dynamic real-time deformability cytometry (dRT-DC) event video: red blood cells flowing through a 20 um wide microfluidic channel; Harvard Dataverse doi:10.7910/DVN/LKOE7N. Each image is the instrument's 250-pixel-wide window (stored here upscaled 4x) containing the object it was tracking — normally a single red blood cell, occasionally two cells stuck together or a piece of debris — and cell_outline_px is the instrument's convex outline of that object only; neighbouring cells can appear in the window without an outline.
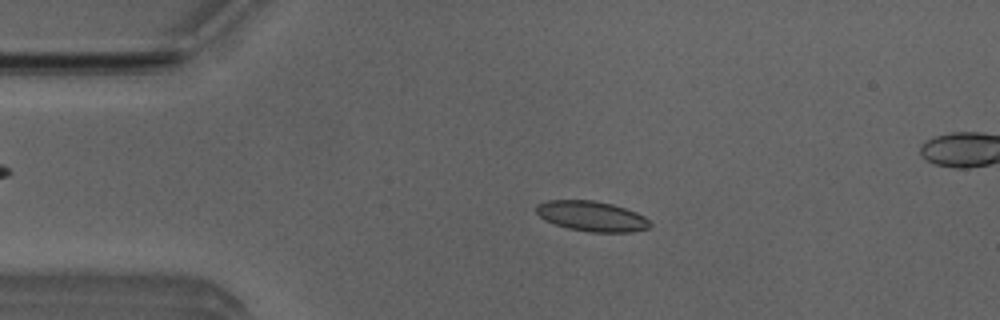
{"species": "Egyptian fruit bat (a non-hibernating species)", "species_latin": "Rousettus aegyptiacus", "temperature_condition": "room temperature", "stored_images_in_passage": 53, "segment_of_instrument_passage": [1, 2], "camera_frame_rate_fps": 3000, "um_per_image_px": 0.085, "animal": {"sex": "male"}, "frame": {"image": 1, "passage_image": 10, "time_ms": 3.0, "image_size_px": [1000, 320], "cell_outline_px": [[652, 224], [648, 228], [632, 232], [588, 232], [568, 228], [544, 220], [536, 212], [536, 204], [548, 200], [592, 200], [612, 204], [636, 212], [644, 216]], "centroid_in_image_um": [50.29, 18.38], "position_along_channel_um": 34.7, "area_um2": 20.0}}
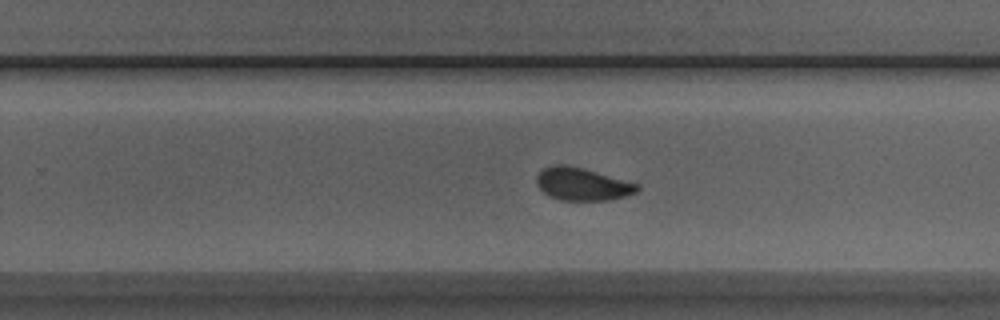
{"frame": {"image": 2, "passage_image": 32, "time_ms": 10.333, "image_size_px": [1000, 320], "cell_outline_px": [[640, 188], [636, 192], [624, 196], [608, 200], [560, 200], [548, 196], [536, 184], [536, 176], [544, 168], [556, 164], [564, 164], [596, 172], [640, 184]], "centroid_in_image_um": [49.48, 15.66], "position_along_channel_um": 280.3, "area_um2": 18.96}}
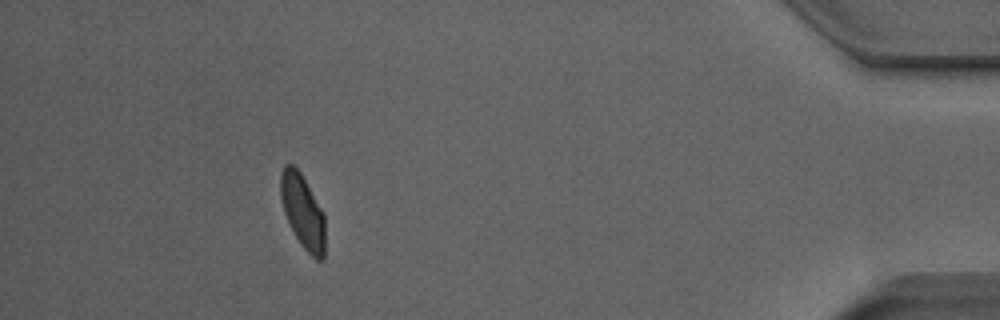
{"frame": {"image": 3, "passage_image": 47, "time_ms": 15.333, "image_size_px": [1000, 320], "cell_outline_px": [[324, 256], [320, 260], [316, 260], [300, 244], [284, 212], [280, 196], [280, 176], [284, 164], [292, 164], [300, 172], [324, 212]], "centroid_in_image_um": [25.73, 17.95], "position_along_channel_um": 409.5, "area_um2": 18.96}}